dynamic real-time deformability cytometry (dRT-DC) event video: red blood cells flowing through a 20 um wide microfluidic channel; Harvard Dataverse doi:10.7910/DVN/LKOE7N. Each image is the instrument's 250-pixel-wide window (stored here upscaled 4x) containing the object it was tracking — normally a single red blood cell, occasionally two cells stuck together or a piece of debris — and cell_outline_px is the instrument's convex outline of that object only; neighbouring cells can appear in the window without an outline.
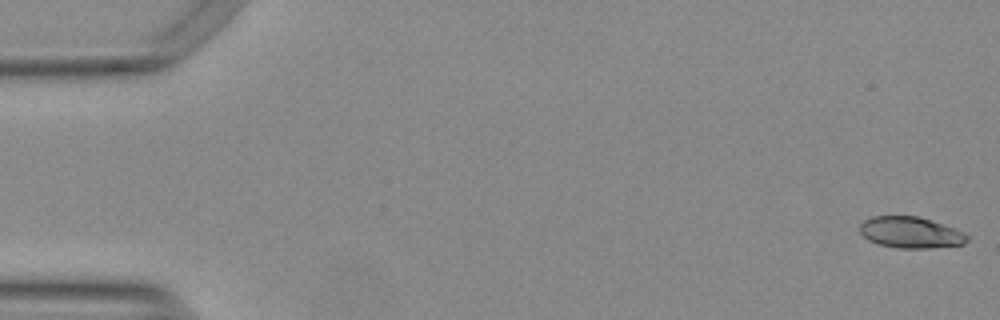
{"species": "Egyptian fruit bat (a non-hibernating species)", "species_latin": "Rousettus aegyptiacus", "temperature_condition": "warm", "stored_images_in_passage": 54, "camera_frame_rate_fps": 3000, "um_per_image_px": 0.085, "animal": {"sex": "female"}, "frame": {"image": 1, "passage_image": 1, "time_ms": 0.0, "image_size_px": [1000, 320], "cell_outline_px": [[968, 240], [964, 244], [928, 248], [896, 248], [880, 244], [868, 240], [860, 232], [860, 224], [864, 220], [872, 216], [916, 216], [964, 232], [968, 236]], "centroid_in_image_um": [77.37, 19.77], "position_along_channel_um": 7.6, "area_um2": 19.25}}
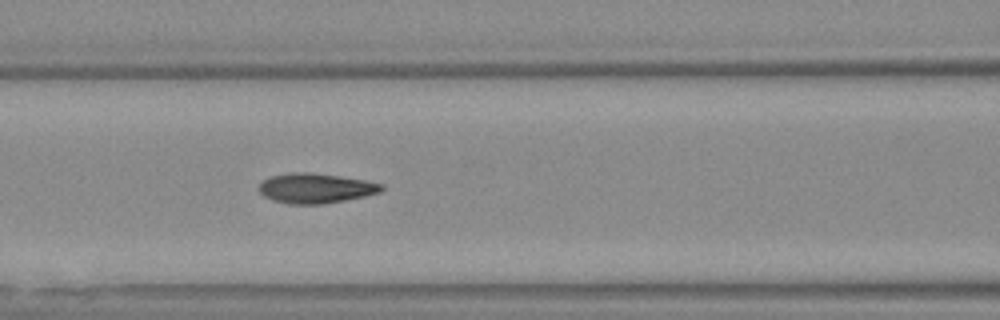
{"frame": {"image": 2, "passage_image": 23, "time_ms": 7.333, "image_size_px": [1000, 320], "cell_outline_px": [[384, 188], [380, 192], [364, 196], [344, 200], [320, 204], [288, 204], [272, 200], [264, 196], [260, 192], [260, 184], [268, 176], [288, 172], [308, 172], [340, 176], [364, 180], [380, 184]], "centroid_in_image_um": [26.78, 15.99], "position_along_channel_um": 139.8, "area_um2": 21.21}}
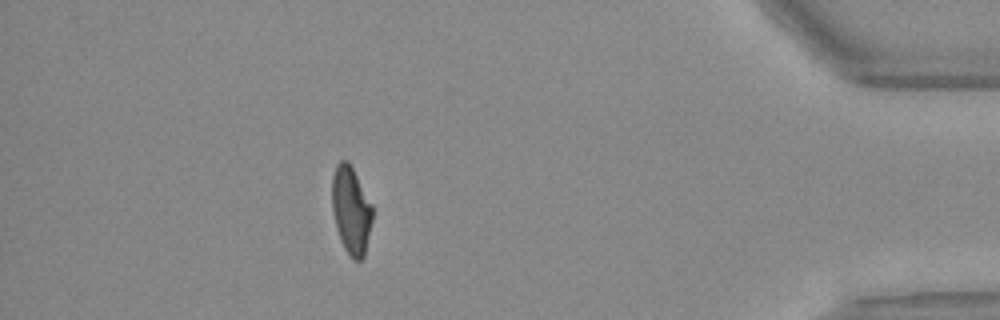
{"frame": {"image": 3, "passage_image": 48, "time_ms": 15.667, "image_size_px": [1000, 320], "cell_outline_px": [[372, 220], [364, 256], [360, 260], [352, 260], [344, 248], [340, 240], [336, 228], [332, 208], [332, 176], [336, 164], [340, 160], [348, 160], [372, 204]], "centroid_in_image_um": [29.83, 17.86], "position_along_channel_um": 405.4, "area_um2": 20.63}, "authors_computed_cell_mechanics": {"area_um2": 20.7791, "velocity_mm_per_s": 3.7885, "shape_relaxation_time_tau1_ms": 9.3385, "shape_relaxation_time_tau2_ms": 1.6013, "deformation_change_tau1": 0.2401, "deformation_change_tau2": 0.0718}}